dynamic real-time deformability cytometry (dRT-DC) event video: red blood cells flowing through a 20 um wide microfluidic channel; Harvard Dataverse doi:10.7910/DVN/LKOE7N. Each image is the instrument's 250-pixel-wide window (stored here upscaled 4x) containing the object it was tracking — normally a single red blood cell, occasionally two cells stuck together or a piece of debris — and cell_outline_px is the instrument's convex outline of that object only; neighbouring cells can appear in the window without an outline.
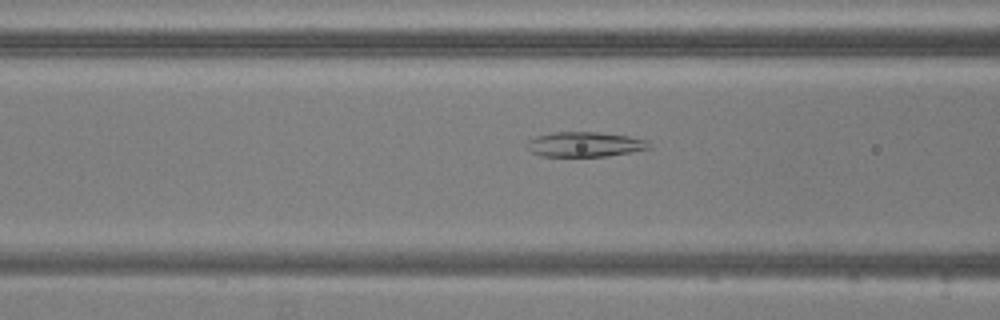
{"species": "common noctule bat (a hibernating species)", "species_latin": "Nyctalus noctula", "temperature_condition": "warm", "stored_images_in_passage": 52, "camera_frame_rate_fps": 3000, "um_per_image_px": 0.085, "animal": {"sex": "male", "body_mass_g": 20.5, "forearm_length_mm": 52.5}, "frame": {"image": 1, "passage_image": 19, "time_ms": 6.0, "image_size_px": [1000, 320], "cell_outline_px": [[652, 148], [608, 156], [540, 156], [532, 152], [524, 144], [528, 140], [536, 136], [552, 132], [596, 132], [628, 136], [648, 140]], "centroid_in_image_um": [49.7, 12.27], "position_along_channel_um": 116.9, "area_um2": 17.8}}
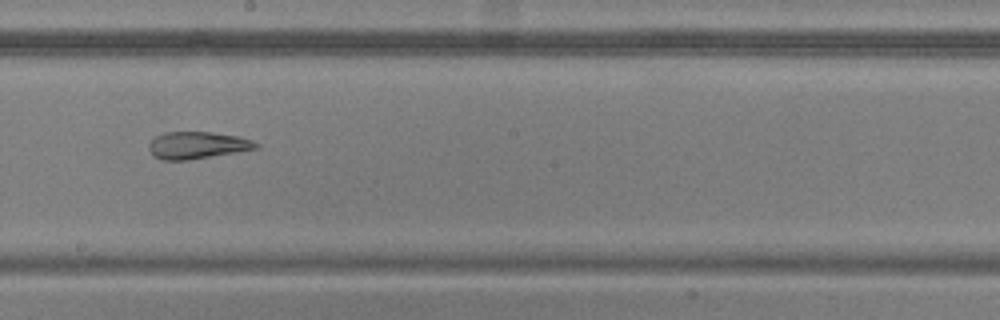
{"frame": {"image": 2, "passage_image": 28, "time_ms": 9.0, "image_size_px": [1000, 320], "cell_outline_px": [[260, 148], [188, 160], [164, 160], [152, 156], [148, 148], [148, 144], [156, 136], [164, 132], [212, 132], [240, 136], [252, 140], [260, 144]], "centroid_in_image_um": [16.78, 12.34], "position_along_channel_um": 231.4, "area_um2": 17.05}}
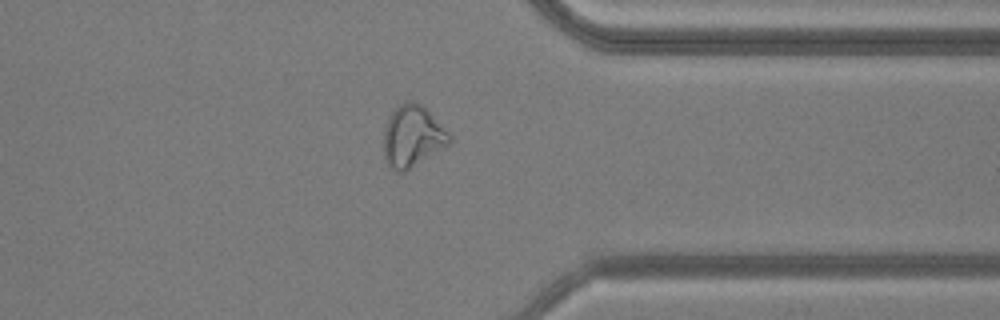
{"frame": {"image": 3, "passage_image": 40, "time_ms": 13.0, "image_size_px": [1000, 320], "cell_outline_px": [[452, 140], [448, 144], [404, 172], [396, 172], [388, 164], [384, 156], [384, 128], [388, 116], [400, 104], [408, 100], [412, 100], [420, 104], [452, 136]], "centroid_in_image_um": [35.03, 11.58], "position_along_channel_um": 376.4, "area_um2": 23.12}, "authors_computed_cell_mechanics": {"area_um2": 23.8714, "velocity_mm_per_s": 3.8148, "shape_relaxation_time_tau1_ms": null, "shape_relaxation_time_tau2_ms": 2.3623, "deformation_change_tau1": null, "deformation_change_tau2": 0.1002}}